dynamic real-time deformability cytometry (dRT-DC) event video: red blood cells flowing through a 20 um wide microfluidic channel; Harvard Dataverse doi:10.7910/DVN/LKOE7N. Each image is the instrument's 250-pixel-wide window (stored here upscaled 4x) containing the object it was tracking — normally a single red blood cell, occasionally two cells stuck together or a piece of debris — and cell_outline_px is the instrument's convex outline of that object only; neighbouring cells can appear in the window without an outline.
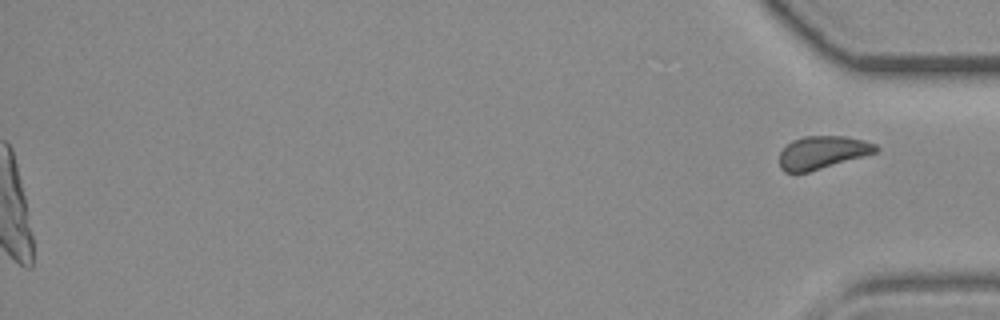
{"species": "common noctule bat (a hibernating species)", "species_latin": "Nyctalus noctula", "temperature_condition": "room temperature", "stored_images_in_passage": 40, "camera_frame_rate_fps": 3000, "um_per_image_px": 0.085, "animal": {"sex": "female", "body_mass_g": 19.3, "forearm_length_mm": 54.1}, "frame": {"image": 1, "passage_image": 40, "time_ms": 13.0, "image_size_px": [1000, 320], "cell_outline_px": [[880, 148], [876, 152], [808, 172], [784, 172], [780, 168], [780, 152], [792, 140], [804, 136], [844, 136], [864, 140], [876, 144]], "centroid_in_image_um": [69.9, 12.95], "position_along_channel_um": 365.3, "area_um2": 18.26}}